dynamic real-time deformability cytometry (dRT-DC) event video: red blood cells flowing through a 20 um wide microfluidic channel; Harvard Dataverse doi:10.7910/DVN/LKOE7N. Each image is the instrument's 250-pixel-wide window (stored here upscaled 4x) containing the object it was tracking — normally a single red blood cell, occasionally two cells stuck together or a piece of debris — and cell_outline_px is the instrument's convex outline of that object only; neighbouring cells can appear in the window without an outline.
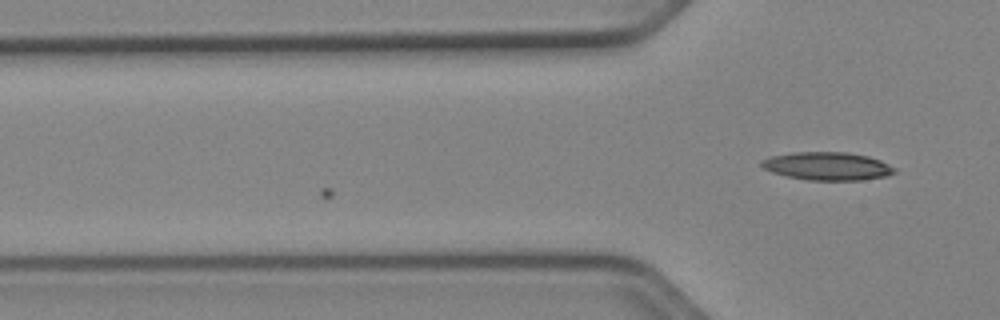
{"species": "Egyptian fruit bat (a non-hibernating species)", "species_latin": "Rousettus aegyptiacus", "temperature_condition": "cold", "stored_images_in_passage": 6, "camera_frame_rate_fps": 3000, "um_per_image_px": 0.085, "animal": {"sex": "female"}, "frame": {"image": 1, "passage_image": 6, "time_ms": 1.667, "image_size_px": [1000, 320], "cell_outline_px": [[896, 172], [888, 176], [860, 180], [808, 180], [788, 176], [772, 172], [764, 168], [760, 164], [760, 160], [772, 156], [792, 152], [848, 152], [868, 156], [880, 160], [896, 168]], "centroid_in_image_um": [70.34, 14.12], "position_along_channel_um": 55.5, "area_um2": 21.79}}